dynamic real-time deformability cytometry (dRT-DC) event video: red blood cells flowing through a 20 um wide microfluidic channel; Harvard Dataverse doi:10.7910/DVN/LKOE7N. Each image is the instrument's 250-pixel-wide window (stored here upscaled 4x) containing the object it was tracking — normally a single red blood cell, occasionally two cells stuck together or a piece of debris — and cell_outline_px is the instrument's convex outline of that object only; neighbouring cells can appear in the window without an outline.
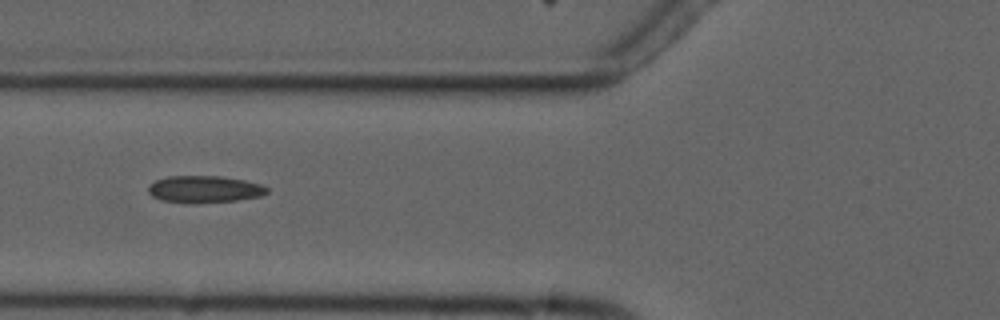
{"species": "common noctule bat (a hibernating species)", "species_latin": "Nyctalus noctula", "temperature_condition": "cold", "stored_images_in_passage": 8, "camera_frame_rate_fps": 3000, "um_per_image_px": 0.085, "animal": {"sex": "male", "forearm_length_mm": 52.5}, "frame": {"image": 1, "passage_image": 3, "time_ms": 3.333, "image_size_px": [1000, 320], "cell_outline_px": [[268, 192], [260, 196], [236, 200], [196, 204], [188, 204], [160, 200], [152, 196], [148, 192], [148, 188], [156, 180], [168, 176], [220, 176], [244, 180], [260, 184], [268, 188]], "centroid_in_image_um": [17.35, 16.1], "position_along_channel_um": 108.4, "area_um2": 18.79}}
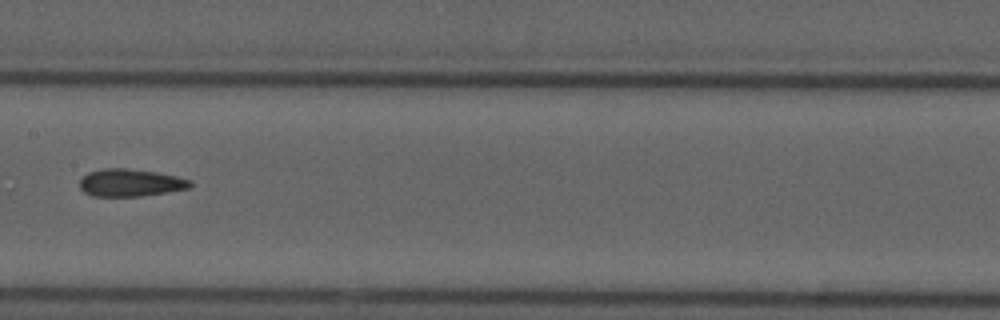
{"frame": {"image": 2, "passage_image": 5, "time_ms": 5.667, "image_size_px": [1000, 320], "cell_outline_px": [[192, 184], [188, 188], [140, 196], [92, 196], [84, 192], [80, 188], [80, 180], [88, 172], [104, 168], [128, 168], [156, 172], [176, 176], [192, 180]], "centroid_in_image_um": [11.06, 15.52], "position_along_channel_um": 196.3, "area_um2": 17.57}}
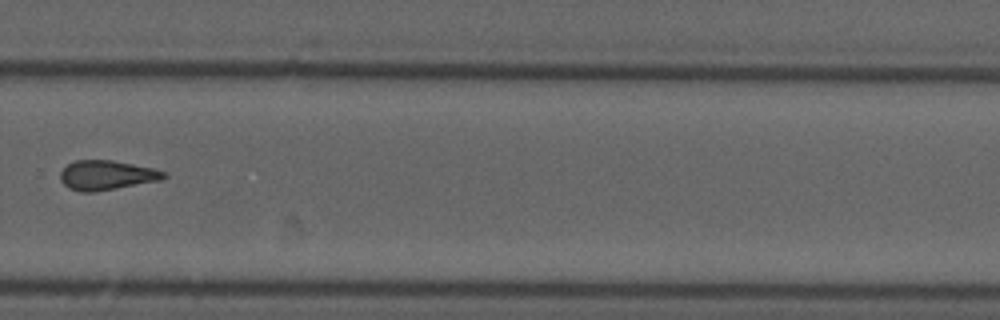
{"frame": {"image": 3, "passage_image": 8, "time_ms": 9.0, "image_size_px": [1000, 320], "cell_outline_px": [[168, 176], [160, 180], [96, 192], [80, 192], [68, 188], [60, 180], [60, 172], [68, 164], [76, 160], [112, 160], [152, 168], [164, 172]], "centroid_in_image_um": [9.03, 14.9], "position_along_channel_um": 320.8, "area_um2": 17.74}}